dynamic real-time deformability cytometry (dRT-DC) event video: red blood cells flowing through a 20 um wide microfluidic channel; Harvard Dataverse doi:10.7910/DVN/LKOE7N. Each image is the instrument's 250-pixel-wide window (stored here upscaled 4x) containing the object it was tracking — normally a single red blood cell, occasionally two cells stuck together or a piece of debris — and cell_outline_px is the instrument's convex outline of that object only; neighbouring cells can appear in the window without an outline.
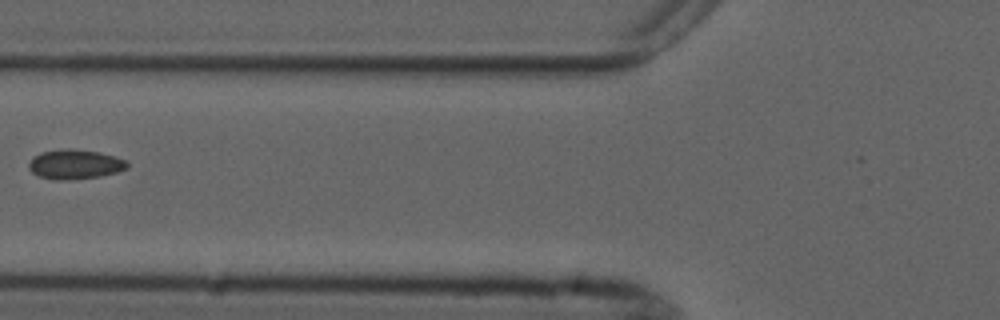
{"species": "common noctule bat (a hibernating species)", "species_latin": "Nyctalus noctula", "temperature_condition": "cold", "stored_images_in_passage": 7, "camera_frame_rate_fps": 3000, "um_per_image_px": 0.085, "animal": {"sex": "male", "forearm_length_mm": 52.5}, "frame": {"image": 1, "passage_image": 6, "time_ms": 6.667, "image_size_px": [1000, 320], "cell_outline_px": [[128, 168], [116, 172], [100, 176], [64, 180], [56, 180], [40, 176], [32, 172], [28, 168], [28, 164], [32, 156], [40, 152], [68, 148], [100, 152], [128, 160]], "centroid_in_image_um": [6.36, 13.95], "position_along_channel_um": 119.4, "area_um2": 16.99}}
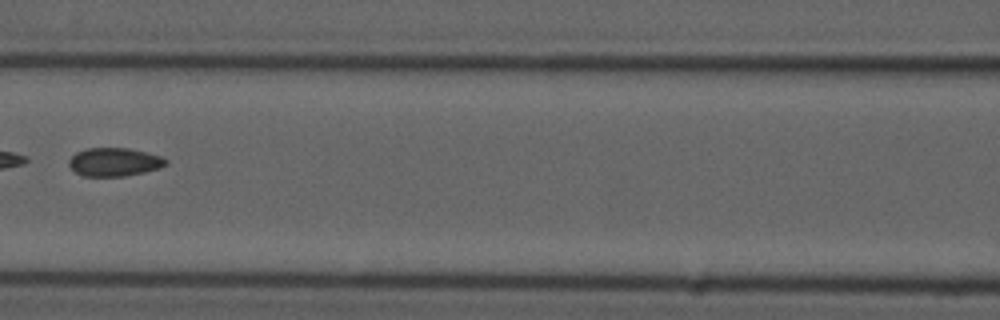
{"frame": {"image": 2, "passage_image": 7, "time_ms": 7.667, "image_size_px": [1000, 320], "cell_outline_px": [[168, 164], [160, 168], [144, 172], [124, 176], [84, 176], [76, 172], [68, 164], [68, 160], [76, 152], [88, 148], [128, 148], [160, 156], [168, 160]], "centroid_in_image_um": [9.72, 13.77], "position_along_channel_um": 156.9, "area_um2": 15.95}}